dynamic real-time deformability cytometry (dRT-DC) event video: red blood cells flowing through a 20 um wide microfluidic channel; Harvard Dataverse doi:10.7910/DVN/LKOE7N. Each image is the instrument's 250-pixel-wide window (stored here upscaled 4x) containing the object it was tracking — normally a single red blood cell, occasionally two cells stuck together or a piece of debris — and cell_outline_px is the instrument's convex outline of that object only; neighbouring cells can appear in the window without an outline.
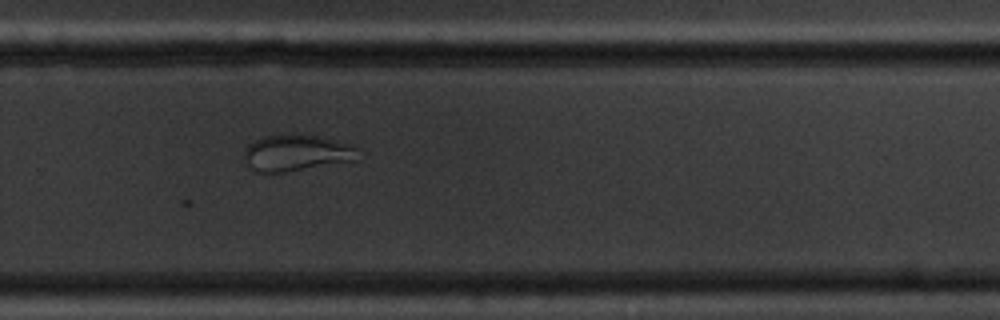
{"species": "common noctule bat (a hibernating species)", "species_latin": "Nyctalus noctula", "temperature_condition": "cold", "stored_images_in_passage": 14, "camera_frame_rate_fps": 3000, "um_per_image_px": 0.085, "animal": {"sex": "male", "body_mass_g": 20.1, "forearm_length_mm": 53.5}, "frame": {"image": 1, "passage_image": 10, "time_ms": 11.0, "image_size_px": [1000, 320], "cell_outline_px": [[360, 160], [284, 172], [252, 172], [244, 156], [244, 148], [248, 144], [264, 136], [280, 132], [300, 132], [352, 144], [360, 148]], "centroid_in_image_um": [25.25, 12.96], "position_along_channel_um": 304.6, "area_um2": 25.14}}
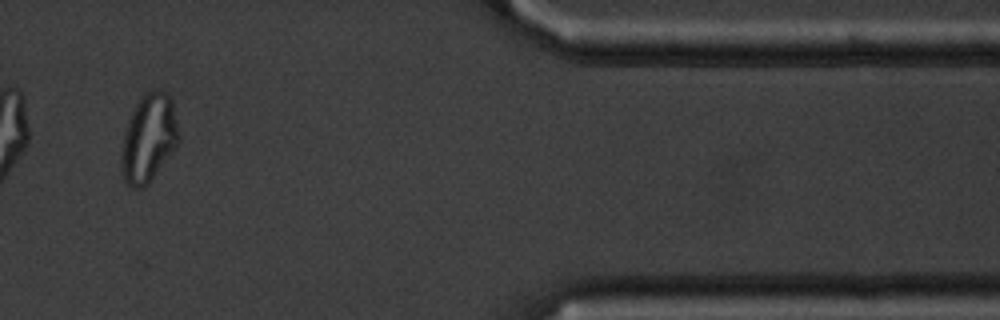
{"frame": {"image": 2, "passage_image": 13, "time_ms": 14.667, "image_size_px": [1000, 320], "cell_outline_px": [[180, 140], [148, 184], [144, 188], [132, 188], [124, 184], [120, 168], [120, 152], [124, 132], [128, 120], [140, 96], [144, 92], [152, 88], [156, 88], [168, 92], [172, 96], [180, 136]], "centroid_in_image_um": [12.62, 11.71], "position_along_channel_um": 398.8, "area_um2": 30.17}}